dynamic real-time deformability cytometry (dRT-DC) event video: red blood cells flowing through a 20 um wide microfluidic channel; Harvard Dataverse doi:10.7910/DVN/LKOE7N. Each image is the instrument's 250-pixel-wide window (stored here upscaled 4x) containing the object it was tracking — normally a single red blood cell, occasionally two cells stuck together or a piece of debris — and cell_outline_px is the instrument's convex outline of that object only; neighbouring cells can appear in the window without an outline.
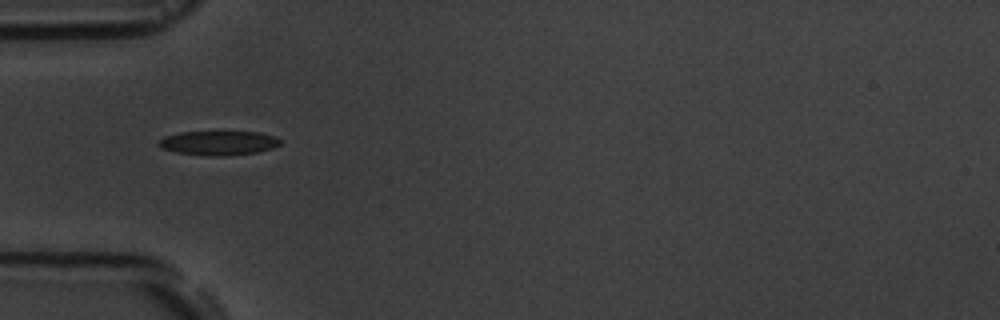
{"species": "common noctule bat (a hibernating species)", "species_latin": "Nyctalus noctula", "temperature_condition": "room temperature", "stored_images_in_passage": 6, "camera_frame_rate_fps": 3000, "um_per_image_px": 0.085, "animal": {"sex": "male", "body_mass_g": 19.5, "forearm_length_mm": 54.6}, "frame": {"image": 1, "passage_image": 4, "time_ms": 4.333, "image_size_px": [1000, 320], "cell_outline_px": [[280, 144], [272, 148], [256, 152], [228, 156], [208, 156], [176, 152], [160, 148], [156, 144], [164, 136], [180, 132], [260, 132], [276, 136], [280, 140]], "centroid_in_image_um": [18.56, 12.15], "position_along_channel_um": 66.4, "area_um2": 17.28}}
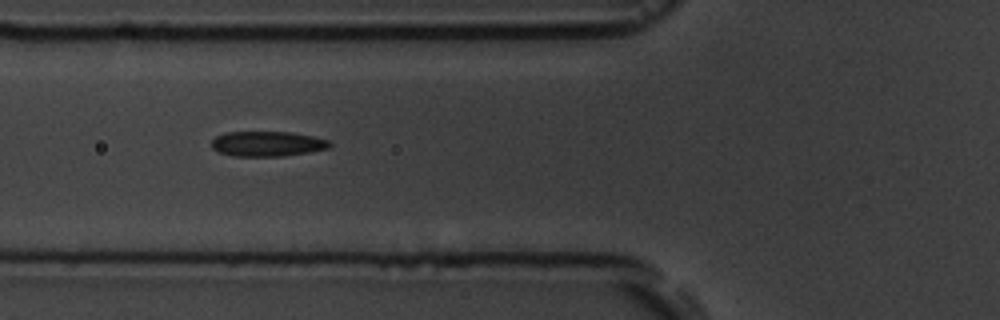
{"frame": {"image": 2, "passage_image": 5, "time_ms": 5.333, "image_size_px": [1000, 320], "cell_outline_px": [[332, 144], [328, 148], [308, 152], [284, 156], [232, 156], [216, 152], [212, 148], [212, 140], [216, 136], [228, 132], [292, 132], [312, 136], [328, 140]], "centroid_in_image_um": [22.69, 12.23], "position_along_channel_um": 103.1, "area_um2": 17.28}}
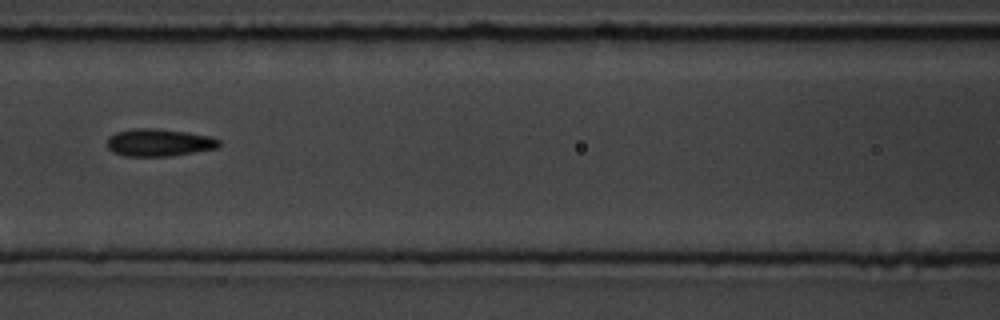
{"frame": {"image": 3, "passage_image": 6, "time_ms": 6.667, "image_size_px": [1000, 320], "cell_outline_px": [[220, 148], [172, 156], [124, 156], [112, 152], [108, 148], [108, 136], [116, 132], [132, 128], [156, 128], [212, 136], [220, 140]], "centroid_in_image_um": [13.53, 12.12], "position_along_channel_um": 153.1, "area_um2": 18.15}}